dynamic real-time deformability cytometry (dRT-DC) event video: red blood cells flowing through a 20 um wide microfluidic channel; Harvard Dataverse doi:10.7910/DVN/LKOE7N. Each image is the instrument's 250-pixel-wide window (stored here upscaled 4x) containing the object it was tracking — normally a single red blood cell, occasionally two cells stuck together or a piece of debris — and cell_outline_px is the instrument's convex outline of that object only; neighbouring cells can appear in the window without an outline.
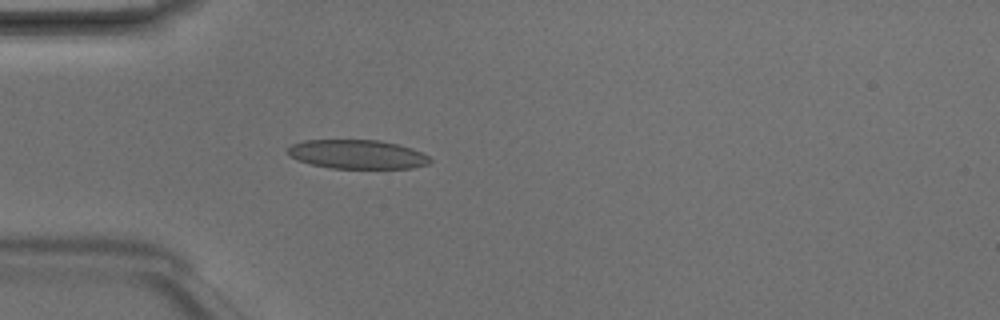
{"species": "Egyptian fruit bat (a non-hibernating species)", "species_latin": "Rousettus aegyptiacus", "temperature_condition": "room temperature", "stored_images_in_passage": 3, "camera_frame_rate_fps": 3000, "um_per_image_px": 0.085, "animal": {"sex": "male"}, "frame": {"image": 1, "passage_image": 3, "time_ms": 0.667, "image_size_px": [1000, 320], "cell_outline_px": [[432, 160], [428, 164], [412, 168], [332, 168], [312, 164], [296, 160], [288, 156], [288, 148], [292, 144], [304, 140], [380, 140], [412, 148], [428, 156]], "centroid_in_image_um": [30.35, 13.11], "position_along_channel_um": 54.7, "area_um2": 23.99}}